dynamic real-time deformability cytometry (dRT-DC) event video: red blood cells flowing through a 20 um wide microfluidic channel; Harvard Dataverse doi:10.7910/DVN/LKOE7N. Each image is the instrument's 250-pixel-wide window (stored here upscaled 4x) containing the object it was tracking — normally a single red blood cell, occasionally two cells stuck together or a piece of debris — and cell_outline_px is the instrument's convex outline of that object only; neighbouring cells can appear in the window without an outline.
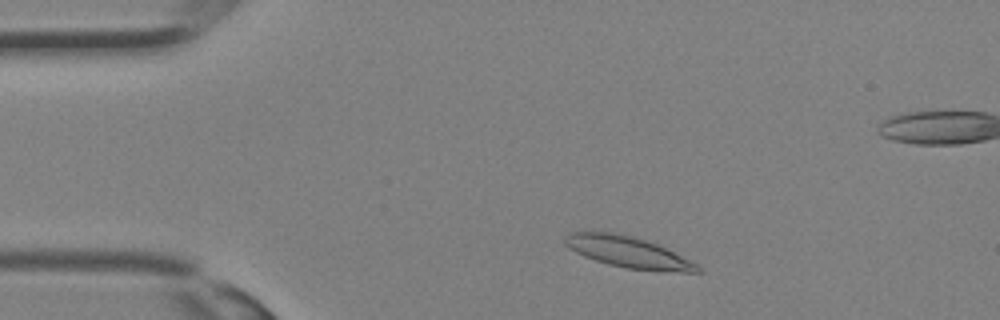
{"species": "Egyptian fruit bat (a non-hibernating species)", "species_latin": "Rousettus aegyptiacus", "temperature_condition": "room temperature", "stored_images_in_passage": 29, "segment_of_instrument_passage": [1, 2], "camera_frame_rate_fps": 3000, "um_per_image_px": 0.085, "animal": {"sex": "female"}, "frame": {"image": 1, "passage_image": 1, "time_ms": 0.0, "image_size_px": [1000, 320], "cell_outline_px": [[704, 272], [664, 272], [628, 268], [608, 264], [584, 256], [568, 248], [564, 244], [564, 236], [572, 232], [612, 232], [632, 236], [656, 244], [696, 264]], "centroid_in_image_um": [53.35, 21.44], "position_along_channel_um": 31.6, "area_um2": 23.7}}
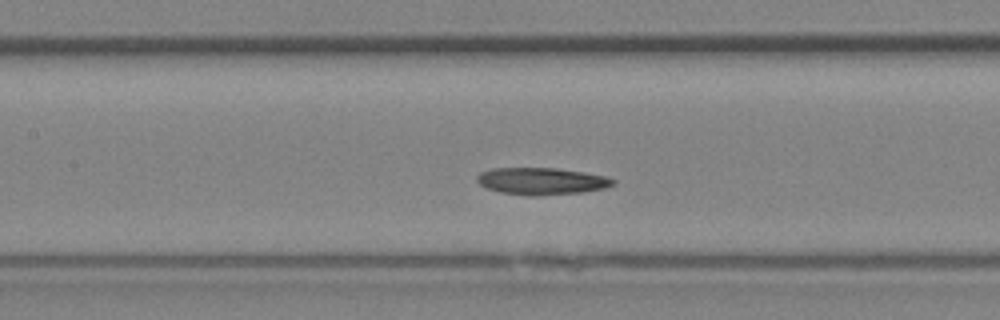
{"frame": {"image": 2, "passage_image": 10, "time_ms": 3.0, "image_size_px": [1000, 320], "cell_outline_px": [[616, 184], [608, 188], [584, 192], [532, 196], [528, 196], [500, 192], [488, 188], [480, 184], [476, 180], [476, 176], [480, 172], [492, 168], [556, 168], [584, 172], [604, 176], [616, 180]], "centroid_in_image_um": [46.06, 15.4], "position_along_channel_um": 161.3, "area_um2": 21.56}}
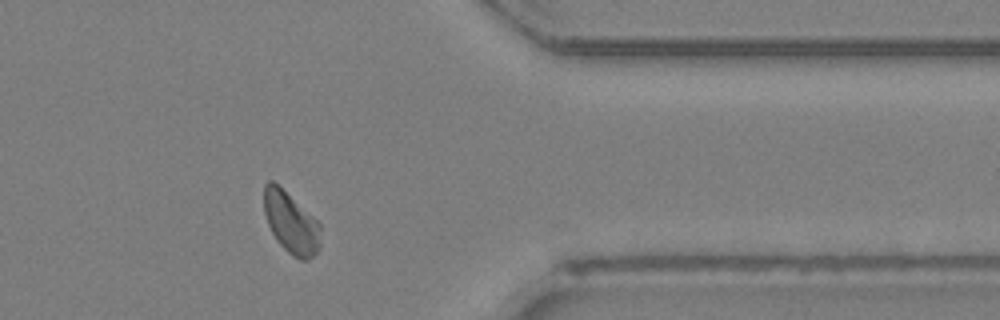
{"frame": {"image": 3, "passage_image": 22, "time_ms": 7.0, "image_size_px": [1000, 320], "cell_outline_px": [[320, 248], [308, 260], [300, 260], [292, 256], [276, 240], [268, 224], [264, 212], [264, 184], [268, 180], [272, 180], [312, 216], [320, 224]], "centroid_in_image_um": [24.72, 18.96], "position_along_channel_um": 386.7, "area_um2": 19.94}}